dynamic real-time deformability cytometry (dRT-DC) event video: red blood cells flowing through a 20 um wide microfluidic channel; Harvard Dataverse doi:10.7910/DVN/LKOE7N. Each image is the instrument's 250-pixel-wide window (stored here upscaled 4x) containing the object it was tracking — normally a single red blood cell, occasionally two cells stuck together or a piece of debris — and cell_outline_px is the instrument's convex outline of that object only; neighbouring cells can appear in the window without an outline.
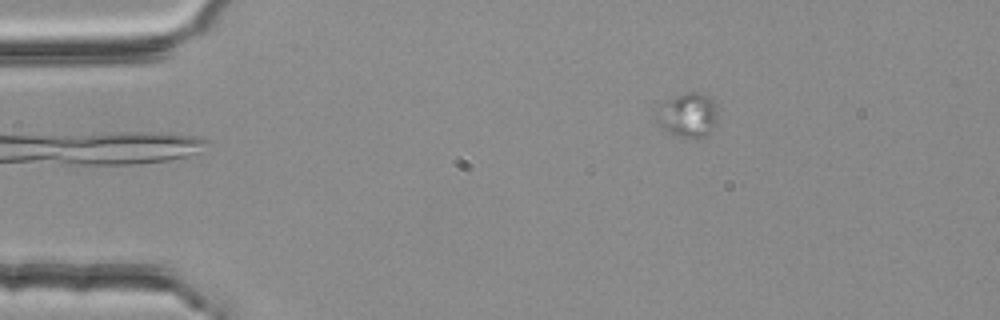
{"species": "common noctule bat (a hibernating species)", "species_latin": "Nyctalus noctula", "temperature_condition": "room temperature", "stored_images_in_passage": 4, "segment_of_instrument_passage": [2, 2], "camera_frame_rate_fps": 3000, "um_per_image_px": 0.085, "animal": {"sex": "female", "body_mass_g": 25.1}, "frame": {"image": 1, "passage_image": 4, "time_ms": 1.0, "image_size_px": [1000, 320], "cell_outline_px": [[716, 120], [704, 136], [684, 136], [668, 132], [656, 124], [656, 116], [660, 104], [664, 100], [688, 92], [700, 92], [708, 96], [716, 104]], "centroid_in_image_um": [58.42, 9.73], "position_along_channel_um": 26.6, "area_um2": 15.37}}